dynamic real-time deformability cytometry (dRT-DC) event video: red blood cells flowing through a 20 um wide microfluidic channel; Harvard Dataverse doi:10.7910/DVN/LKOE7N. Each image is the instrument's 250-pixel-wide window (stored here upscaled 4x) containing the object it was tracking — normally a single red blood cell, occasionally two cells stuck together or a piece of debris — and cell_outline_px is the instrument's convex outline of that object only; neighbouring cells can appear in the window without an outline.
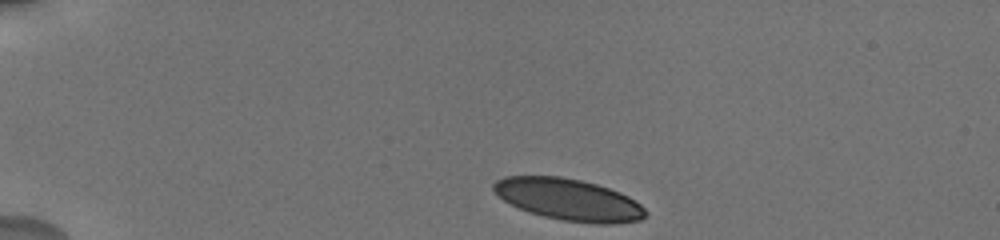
{"species": "human", "species_latin": "Homo sapiens", "temperature_condition": "cold", "stored_images_in_passage": 7, "camera_frame_rate_fps": 3000, "um_per_image_px": 0.085, "donor": {"sex": "male"}, "frame": {"image": 1, "passage_image": 1, "time_ms": 0.0, "image_size_px": [1000, 240], "cell_outline_px": [[648, 212], [640, 220], [616, 224], [596, 224], [564, 220], [544, 216], [528, 212], [504, 200], [492, 188], [492, 184], [496, 180], [504, 176], [560, 176], [580, 180], [596, 184], [620, 192], [628, 196], [640, 204]], "centroid_in_image_um": [48.35, 16.96], "position_along_channel_um": 36.7, "area_um2": 36.76}}
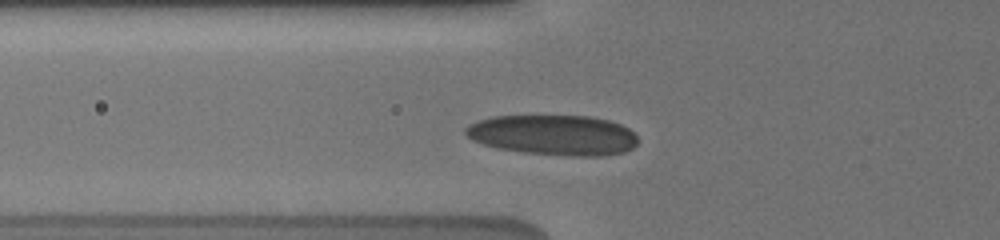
{"frame": {"image": 2, "passage_image": 5, "time_ms": 3.0, "image_size_px": [1000, 240], "cell_outline_px": [[636, 144], [632, 148], [624, 152], [604, 156], [572, 156], [524, 152], [500, 148], [484, 144], [472, 140], [464, 132], [464, 128], [468, 124], [476, 120], [492, 116], [592, 116], [608, 120], [620, 124], [628, 128], [636, 136]], "centroid_in_image_um": [47.02, 11.47], "position_along_channel_um": 78.8, "area_um2": 40.4}}